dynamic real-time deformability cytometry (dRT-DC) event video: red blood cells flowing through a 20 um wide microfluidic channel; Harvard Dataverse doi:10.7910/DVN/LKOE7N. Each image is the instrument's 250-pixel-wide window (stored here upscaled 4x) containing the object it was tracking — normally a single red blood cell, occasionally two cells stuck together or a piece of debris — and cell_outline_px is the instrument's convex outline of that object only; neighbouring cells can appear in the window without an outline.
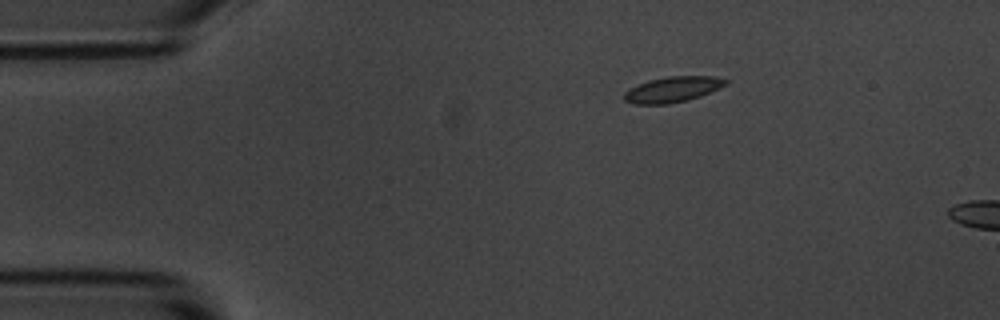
{"species": "common noctule bat (a hibernating species)", "species_latin": "Nyctalus noctula", "temperature_condition": "room temperature", "stored_images_in_passage": 4, "camera_frame_rate_fps": 3000, "um_per_image_px": 0.085, "animal": {"sex": "male", "body_mass_g": 20.1, "forearm_length_mm": 53.5}, "frame": {"image": 1, "passage_image": 3, "time_ms": 3.0, "image_size_px": [1000, 320], "cell_outline_px": [[728, 84], [720, 88], [700, 96], [688, 100], [668, 104], [632, 104], [624, 100], [624, 92], [628, 88], [648, 80], [668, 76], [712, 76], [728, 80]], "centroid_in_image_um": [57.15, 7.6], "position_along_channel_um": 27.8, "area_um2": 15.26}}